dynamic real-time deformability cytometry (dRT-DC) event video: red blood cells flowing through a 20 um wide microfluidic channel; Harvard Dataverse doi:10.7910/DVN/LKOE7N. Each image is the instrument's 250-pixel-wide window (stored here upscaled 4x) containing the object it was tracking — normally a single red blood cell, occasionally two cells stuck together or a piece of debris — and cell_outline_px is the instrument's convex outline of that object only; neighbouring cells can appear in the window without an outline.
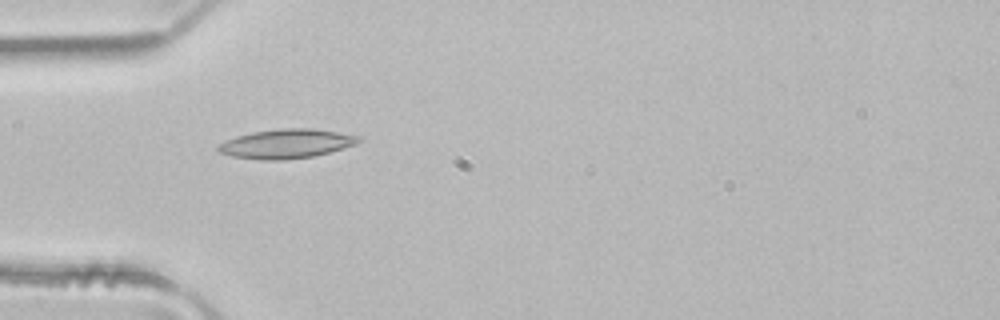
{"species": "common noctule bat (a hibernating species)", "species_latin": "Nyctalus noctula", "temperature_condition": "room temperature", "stored_images_in_passage": 4, "camera_frame_rate_fps": 3000, "um_per_image_px": 0.085, "animal": {"sex": "male", "body_mass_g": 21.5, "forearm_length_mm": 52.0}, "frame": {"image": 1, "passage_image": 4, "time_ms": 1.0, "image_size_px": [1000, 320], "cell_outline_px": [[360, 140], [356, 144], [316, 156], [284, 160], [260, 160], [232, 156], [216, 152], [216, 144], [236, 136], [252, 132], [280, 128], [312, 128], [360, 136]], "centroid_in_image_um": [24.28, 12.22], "position_along_channel_um": 60.7, "area_um2": 24.1}}